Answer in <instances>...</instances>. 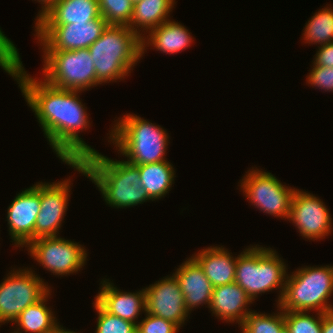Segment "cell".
Returning <instances> with one entry per match:
<instances>
[{"mask_svg":"<svg viewBox=\"0 0 333 333\" xmlns=\"http://www.w3.org/2000/svg\"><path fill=\"white\" fill-rule=\"evenodd\" d=\"M20 59L18 49L0 29V66L17 80L57 156L65 163H79L95 153L78 135L89 126L85 105L78 96L81 91L57 88L45 80L31 78Z\"/></svg>","mask_w":333,"mask_h":333,"instance_id":"obj_1","label":"cell"},{"mask_svg":"<svg viewBox=\"0 0 333 333\" xmlns=\"http://www.w3.org/2000/svg\"><path fill=\"white\" fill-rule=\"evenodd\" d=\"M87 176L111 207H133L152 200L141 185L139 169L126 160L117 161L95 152L79 163H66Z\"/></svg>","mask_w":333,"mask_h":333,"instance_id":"obj_2","label":"cell"},{"mask_svg":"<svg viewBox=\"0 0 333 333\" xmlns=\"http://www.w3.org/2000/svg\"><path fill=\"white\" fill-rule=\"evenodd\" d=\"M141 37L128 26L108 25L90 47L97 81L123 79L142 57Z\"/></svg>","mask_w":333,"mask_h":333,"instance_id":"obj_3","label":"cell"},{"mask_svg":"<svg viewBox=\"0 0 333 333\" xmlns=\"http://www.w3.org/2000/svg\"><path fill=\"white\" fill-rule=\"evenodd\" d=\"M118 121L111 129L109 139L127 157L128 163L142 165L166 161L169 136L161 126L134 114H126Z\"/></svg>","mask_w":333,"mask_h":333,"instance_id":"obj_4","label":"cell"},{"mask_svg":"<svg viewBox=\"0 0 333 333\" xmlns=\"http://www.w3.org/2000/svg\"><path fill=\"white\" fill-rule=\"evenodd\" d=\"M293 273L287 275L278 308L284 312L315 310L326 313L333 310L328 302L333 294V266H306Z\"/></svg>","mask_w":333,"mask_h":333,"instance_id":"obj_5","label":"cell"},{"mask_svg":"<svg viewBox=\"0 0 333 333\" xmlns=\"http://www.w3.org/2000/svg\"><path fill=\"white\" fill-rule=\"evenodd\" d=\"M271 248L251 246L238 255L235 283H237L252 301L261 293L279 288L281 300L286 278V264Z\"/></svg>","mask_w":333,"mask_h":333,"instance_id":"obj_6","label":"cell"},{"mask_svg":"<svg viewBox=\"0 0 333 333\" xmlns=\"http://www.w3.org/2000/svg\"><path fill=\"white\" fill-rule=\"evenodd\" d=\"M43 78L61 89L83 91L100 84L89 49L44 50Z\"/></svg>","mask_w":333,"mask_h":333,"instance_id":"obj_7","label":"cell"},{"mask_svg":"<svg viewBox=\"0 0 333 333\" xmlns=\"http://www.w3.org/2000/svg\"><path fill=\"white\" fill-rule=\"evenodd\" d=\"M29 269H19L0 284V323L14 322L28 306L41 300L50 288ZM0 324V325H1Z\"/></svg>","mask_w":333,"mask_h":333,"instance_id":"obj_8","label":"cell"},{"mask_svg":"<svg viewBox=\"0 0 333 333\" xmlns=\"http://www.w3.org/2000/svg\"><path fill=\"white\" fill-rule=\"evenodd\" d=\"M242 179L241 189L251 204L261 211L280 218H289L295 188L283 185L273 174L249 170Z\"/></svg>","mask_w":333,"mask_h":333,"instance_id":"obj_9","label":"cell"},{"mask_svg":"<svg viewBox=\"0 0 333 333\" xmlns=\"http://www.w3.org/2000/svg\"><path fill=\"white\" fill-rule=\"evenodd\" d=\"M26 247L30 256L54 275L77 273L87 259L82 245L58 236L34 239Z\"/></svg>","mask_w":333,"mask_h":333,"instance_id":"obj_10","label":"cell"},{"mask_svg":"<svg viewBox=\"0 0 333 333\" xmlns=\"http://www.w3.org/2000/svg\"><path fill=\"white\" fill-rule=\"evenodd\" d=\"M108 23L100 15L90 22L71 23L63 25H36V36L42 50H77L90 47Z\"/></svg>","mask_w":333,"mask_h":333,"instance_id":"obj_11","label":"cell"},{"mask_svg":"<svg viewBox=\"0 0 333 333\" xmlns=\"http://www.w3.org/2000/svg\"><path fill=\"white\" fill-rule=\"evenodd\" d=\"M323 201L315 195L295 190L290 215L302 237L308 240L324 239L332 230V218Z\"/></svg>","mask_w":333,"mask_h":333,"instance_id":"obj_12","label":"cell"},{"mask_svg":"<svg viewBox=\"0 0 333 333\" xmlns=\"http://www.w3.org/2000/svg\"><path fill=\"white\" fill-rule=\"evenodd\" d=\"M40 212V183L20 192L9 205L7 221L15 246H27L35 239V223Z\"/></svg>","mask_w":333,"mask_h":333,"instance_id":"obj_13","label":"cell"},{"mask_svg":"<svg viewBox=\"0 0 333 333\" xmlns=\"http://www.w3.org/2000/svg\"><path fill=\"white\" fill-rule=\"evenodd\" d=\"M70 180L40 183V212L35 223V239L57 236L66 214Z\"/></svg>","mask_w":333,"mask_h":333,"instance_id":"obj_14","label":"cell"},{"mask_svg":"<svg viewBox=\"0 0 333 333\" xmlns=\"http://www.w3.org/2000/svg\"><path fill=\"white\" fill-rule=\"evenodd\" d=\"M146 312L181 327L189 312L184 304V296L175 276L172 274L145 288ZM187 317V318H186Z\"/></svg>","mask_w":333,"mask_h":333,"instance_id":"obj_15","label":"cell"},{"mask_svg":"<svg viewBox=\"0 0 333 333\" xmlns=\"http://www.w3.org/2000/svg\"><path fill=\"white\" fill-rule=\"evenodd\" d=\"M101 284V290L95 297V301L108 313L136 325L138 322L135 319H138V315L142 311L146 312L145 289L137 293H127L114 287V284L107 279L101 281Z\"/></svg>","mask_w":333,"mask_h":333,"instance_id":"obj_16","label":"cell"},{"mask_svg":"<svg viewBox=\"0 0 333 333\" xmlns=\"http://www.w3.org/2000/svg\"><path fill=\"white\" fill-rule=\"evenodd\" d=\"M173 275L179 283L188 312L201 304H207L209 308L214 287L192 256L182 263Z\"/></svg>","mask_w":333,"mask_h":333,"instance_id":"obj_17","label":"cell"},{"mask_svg":"<svg viewBox=\"0 0 333 333\" xmlns=\"http://www.w3.org/2000/svg\"><path fill=\"white\" fill-rule=\"evenodd\" d=\"M252 303L251 298L237 283L214 287L209 308L221 320L236 322L241 325L249 314L246 308Z\"/></svg>","mask_w":333,"mask_h":333,"instance_id":"obj_18","label":"cell"},{"mask_svg":"<svg viewBox=\"0 0 333 333\" xmlns=\"http://www.w3.org/2000/svg\"><path fill=\"white\" fill-rule=\"evenodd\" d=\"M99 16L98 0H57L35 25L90 22Z\"/></svg>","mask_w":333,"mask_h":333,"instance_id":"obj_19","label":"cell"},{"mask_svg":"<svg viewBox=\"0 0 333 333\" xmlns=\"http://www.w3.org/2000/svg\"><path fill=\"white\" fill-rule=\"evenodd\" d=\"M192 257L203 268L213 287L234 283L238 256L234 258L223 246H210Z\"/></svg>","mask_w":333,"mask_h":333,"instance_id":"obj_20","label":"cell"},{"mask_svg":"<svg viewBox=\"0 0 333 333\" xmlns=\"http://www.w3.org/2000/svg\"><path fill=\"white\" fill-rule=\"evenodd\" d=\"M148 32L147 38H141L142 55L145 47H149L147 45L154 46L157 51L174 54L188 48L193 41L190 32L184 26L170 19Z\"/></svg>","mask_w":333,"mask_h":333,"instance_id":"obj_21","label":"cell"},{"mask_svg":"<svg viewBox=\"0 0 333 333\" xmlns=\"http://www.w3.org/2000/svg\"><path fill=\"white\" fill-rule=\"evenodd\" d=\"M174 1L175 0H142L135 3L133 15L128 27L142 38V33H140L141 28H143L142 31L146 30V32H148L169 20L168 17L174 7Z\"/></svg>","mask_w":333,"mask_h":333,"instance_id":"obj_22","label":"cell"},{"mask_svg":"<svg viewBox=\"0 0 333 333\" xmlns=\"http://www.w3.org/2000/svg\"><path fill=\"white\" fill-rule=\"evenodd\" d=\"M50 293L19 314L14 320L15 325L19 326L18 330L12 333H22V329L25 333H51L59 326L52 310L46 306Z\"/></svg>","mask_w":333,"mask_h":333,"instance_id":"obj_23","label":"cell"},{"mask_svg":"<svg viewBox=\"0 0 333 333\" xmlns=\"http://www.w3.org/2000/svg\"><path fill=\"white\" fill-rule=\"evenodd\" d=\"M135 166L140 172L141 185L152 201L161 199L169 193L175 177V171L170 162L166 160Z\"/></svg>","mask_w":333,"mask_h":333,"instance_id":"obj_24","label":"cell"},{"mask_svg":"<svg viewBox=\"0 0 333 333\" xmlns=\"http://www.w3.org/2000/svg\"><path fill=\"white\" fill-rule=\"evenodd\" d=\"M303 32L305 43L322 46L333 42V9L327 6L315 13Z\"/></svg>","mask_w":333,"mask_h":333,"instance_id":"obj_25","label":"cell"},{"mask_svg":"<svg viewBox=\"0 0 333 333\" xmlns=\"http://www.w3.org/2000/svg\"><path fill=\"white\" fill-rule=\"evenodd\" d=\"M278 314H259L250 309L246 319L239 326L242 333H279L285 326L284 311L279 308ZM282 311V312H281Z\"/></svg>","mask_w":333,"mask_h":333,"instance_id":"obj_26","label":"cell"},{"mask_svg":"<svg viewBox=\"0 0 333 333\" xmlns=\"http://www.w3.org/2000/svg\"><path fill=\"white\" fill-rule=\"evenodd\" d=\"M133 8L132 0H98L99 13L108 25L129 26Z\"/></svg>","mask_w":333,"mask_h":333,"instance_id":"obj_27","label":"cell"},{"mask_svg":"<svg viewBox=\"0 0 333 333\" xmlns=\"http://www.w3.org/2000/svg\"><path fill=\"white\" fill-rule=\"evenodd\" d=\"M304 311L284 312L285 325L290 333H322V313L316 318Z\"/></svg>","mask_w":333,"mask_h":333,"instance_id":"obj_28","label":"cell"},{"mask_svg":"<svg viewBox=\"0 0 333 333\" xmlns=\"http://www.w3.org/2000/svg\"><path fill=\"white\" fill-rule=\"evenodd\" d=\"M93 304L98 313L96 333H137L134 323L108 313L96 301Z\"/></svg>","mask_w":333,"mask_h":333,"instance_id":"obj_29","label":"cell"},{"mask_svg":"<svg viewBox=\"0 0 333 333\" xmlns=\"http://www.w3.org/2000/svg\"><path fill=\"white\" fill-rule=\"evenodd\" d=\"M145 313L146 317L136 324L137 333H178L180 327L174 322Z\"/></svg>","mask_w":333,"mask_h":333,"instance_id":"obj_30","label":"cell"},{"mask_svg":"<svg viewBox=\"0 0 333 333\" xmlns=\"http://www.w3.org/2000/svg\"><path fill=\"white\" fill-rule=\"evenodd\" d=\"M308 84L333 92V67L315 66L307 75Z\"/></svg>","mask_w":333,"mask_h":333,"instance_id":"obj_31","label":"cell"},{"mask_svg":"<svg viewBox=\"0 0 333 333\" xmlns=\"http://www.w3.org/2000/svg\"><path fill=\"white\" fill-rule=\"evenodd\" d=\"M313 65L333 67V42L319 47Z\"/></svg>","mask_w":333,"mask_h":333,"instance_id":"obj_32","label":"cell"},{"mask_svg":"<svg viewBox=\"0 0 333 333\" xmlns=\"http://www.w3.org/2000/svg\"><path fill=\"white\" fill-rule=\"evenodd\" d=\"M322 333H333V310L322 313Z\"/></svg>","mask_w":333,"mask_h":333,"instance_id":"obj_33","label":"cell"},{"mask_svg":"<svg viewBox=\"0 0 333 333\" xmlns=\"http://www.w3.org/2000/svg\"><path fill=\"white\" fill-rule=\"evenodd\" d=\"M36 1V0H35ZM38 2H41L42 9L38 13V16L36 17V21L57 1V0H37Z\"/></svg>","mask_w":333,"mask_h":333,"instance_id":"obj_34","label":"cell"},{"mask_svg":"<svg viewBox=\"0 0 333 333\" xmlns=\"http://www.w3.org/2000/svg\"><path fill=\"white\" fill-rule=\"evenodd\" d=\"M51 333H76L74 331H70V330H66L63 327H61L60 325Z\"/></svg>","mask_w":333,"mask_h":333,"instance_id":"obj_35","label":"cell"},{"mask_svg":"<svg viewBox=\"0 0 333 333\" xmlns=\"http://www.w3.org/2000/svg\"><path fill=\"white\" fill-rule=\"evenodd\" d=\"M279 333H290L289 329L287 328V326L285 325L280 331Z\"/></svg>","mask_w":333,"mask_h":333,"instance_id":"obj_36","label":"cell"},{"mask_svg":"<svg viewBox=\"0 0 333 333\" xmlns=\"http://www.w3.org/2000/svg\"><path fill=\"white\" fill-rule=\"evenodd\" d=\"M140 1H142V0H132V2L135 4V3H138V2H140Z\"/></svg>","mask_w":333,"mask_h":333,"instance_id":"obj_37","label":"cell"}]
</instances>
